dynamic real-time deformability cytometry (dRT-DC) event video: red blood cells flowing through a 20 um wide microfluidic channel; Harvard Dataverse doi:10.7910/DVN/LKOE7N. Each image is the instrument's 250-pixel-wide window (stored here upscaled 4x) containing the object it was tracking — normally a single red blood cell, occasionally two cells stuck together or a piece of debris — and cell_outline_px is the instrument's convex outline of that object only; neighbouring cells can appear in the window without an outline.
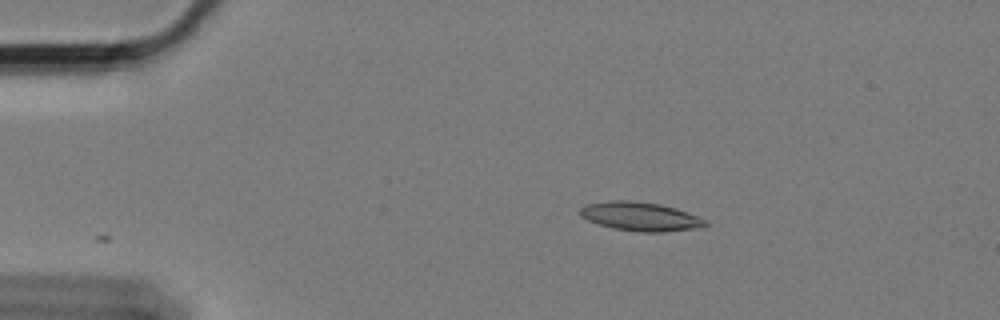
{"species": "Egyptian fruit bat (a non-hibernating species)", "species_latin": "Rousettus aegyptiacus", "temperature_condition": "cold", "stored_images_in_passage": 30, "camera_frame_rate_fps": 3000, "um_per_image_px": 0.085, "animal": {"sex": "female"}, "frame": {"image": 1, "passage_image": 1, "time_ms": 0.0, "image_size_px": [1000, 320], "cell_outline_px": [[708, 224], [704, 228], [664, 232], [640, 232], [612, 228], [588, 220], [580, 216], [580, 208], [584, 204], [608, 200], [632, 200], [660, 204], [676, 208], [708, 220]], "centroid_in_image_um": [54.46, 18.4], "position_along_channel_um": 30.5, "area_um2": 21.39}}
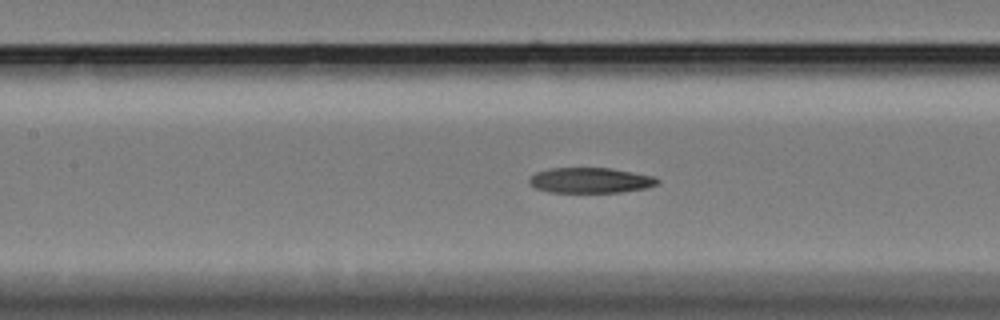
{"frame": {"image": 2, "passage_image": 17, "time_ms": 5.333, "image_size_px": [1000, 320], "cell_outline_px": [[660, 184], [648, 188], [620, 192], [548, 192], [536, 188], [528, 180], [528, 176], [536, 172], [548, 168], [612, 168], [656, 176], [660, 180]], "centroid_in_image_um": [50.23, 15.32], "position_along_channel_um": 157.2, "area_um2": 19.25}}
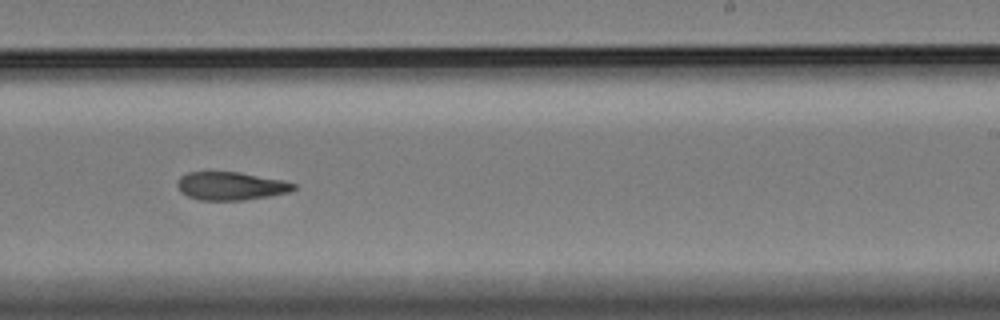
{"frame": {"image": 3, "passage_image": 27, "time_ms": 8.667, "image_size_px": [1000, 320], "cell_outline_px": [[296, 188], [288, 192], [268, 196], [244, 200], [200, 200], [188, 196], [180, 192], [176, 184], [176, 180], [180, 176], [188, 172], [240, 172], [284, 180], [296, 184]], "centroid_in_image_um": [19.59, 15.8], "position_along_channel_um": 269.4, "area_um2": 19.19}}